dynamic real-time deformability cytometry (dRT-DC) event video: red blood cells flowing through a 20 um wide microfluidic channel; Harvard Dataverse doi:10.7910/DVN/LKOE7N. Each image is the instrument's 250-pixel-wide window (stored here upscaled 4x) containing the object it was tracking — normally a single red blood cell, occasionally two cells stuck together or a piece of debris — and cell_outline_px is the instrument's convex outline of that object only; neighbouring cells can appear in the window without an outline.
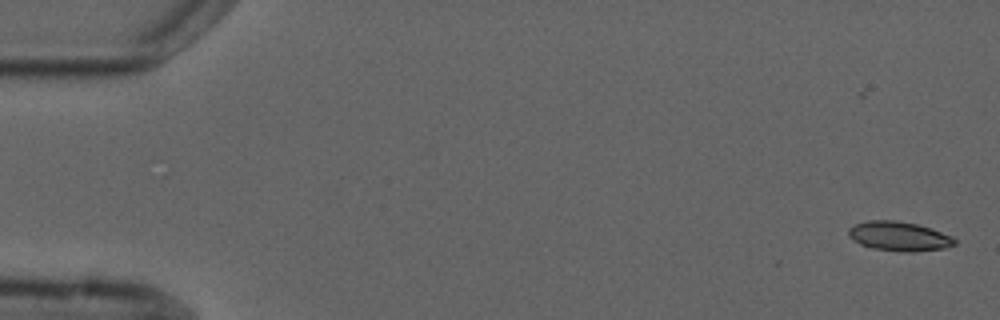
{"species": "common noctule bat (a hibernating species)", "species_latin": "Nyctalus noctula", "temperature_condition": "cold", "stored_images_in_passage": 6, "camera_frame_rate_fps": 3000, "um_per_image_px": 0.085, "animal": {"sex": "male", "forearm_length_mm": 52.5}, "frame": {"image": 1, "passage_image": 1, "time_ms": 0.0, "image_size_px": [1000, 320], "cell_outline_px": [[956, 244], [944, 248], [912, 252], [904, 252], [872, 248], [860, 244], [848, 236], [848, 228], [856, 224], [868, 220], [896, 220], [916, 224], [952, 236], [956, 240]], "centroid_in_image_um": [76.4, 20.08], "position_along_channel_um": 8.6, "area_um2": 18.03}}
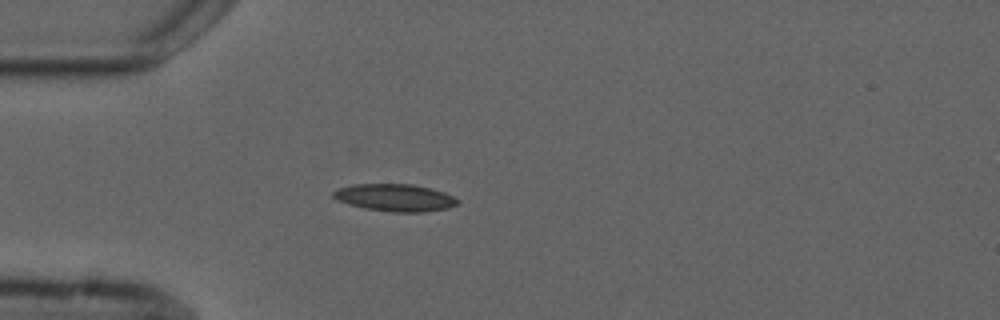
{"frame": {"image": 2, "passage_image": 5, "time_ms": 4.667, "image_size_px": [1000, 320], "cell_outline_px": [[460, 200], [456, 204], [448, 208], [424, 212], [392, 212], [364, 208], [348, 204], [332, 196], [332, 192], [340, 188], [352, 184], [412, 184], [432, 188], [444, 192]], "centroid_in_image_um": [33.59, 16.79], "position_along_channel_um": 51.4, "area_um2": 19.71}}